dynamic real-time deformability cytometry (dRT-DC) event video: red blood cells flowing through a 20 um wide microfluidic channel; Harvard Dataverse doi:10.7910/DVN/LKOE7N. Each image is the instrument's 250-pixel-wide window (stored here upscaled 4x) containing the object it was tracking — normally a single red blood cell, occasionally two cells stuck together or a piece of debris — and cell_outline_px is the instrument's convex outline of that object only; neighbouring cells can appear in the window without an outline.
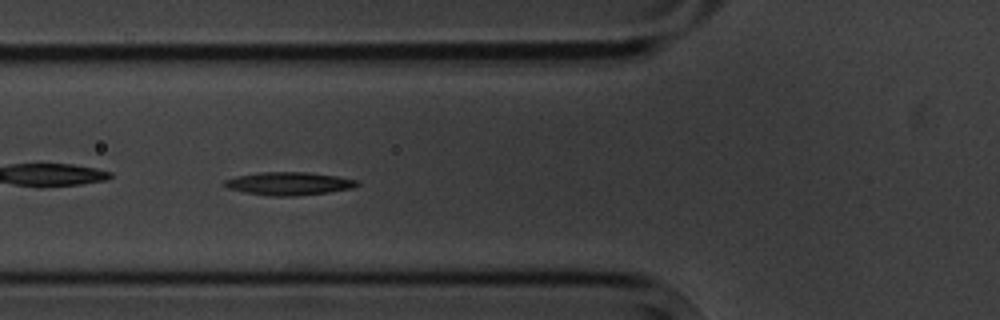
{"species": "common noctule bat (a hibernating species)", "species_latin": "Nyctalus noctula", "temperature_condition": "cold", "stored_images_in_passage": 7, "camera_frame_rate_fps": 3000, "um_per_image_px": 0.085, "animal": {"sex": "male", "body_mass_g": 20.1, "forearm_length_mm": 53.5}, "frame": {"image": 1, "passage_image": 6, "time_ms": 5.667, "image_size_px": [1000, 320], "cell_outline_px": [[360, 184], [356, 188], [328, 192], [296, 196], [272, 196], [244, 192], [228, 188], [224, 184], [224, 180], [236, 176], [260, 172], [308, 172], [336, 176], [360, 180]], "centroid_in_image_um": [24.61, 15.6], "position_along_channel_um": 101.2, "area_um2": 17.92}}
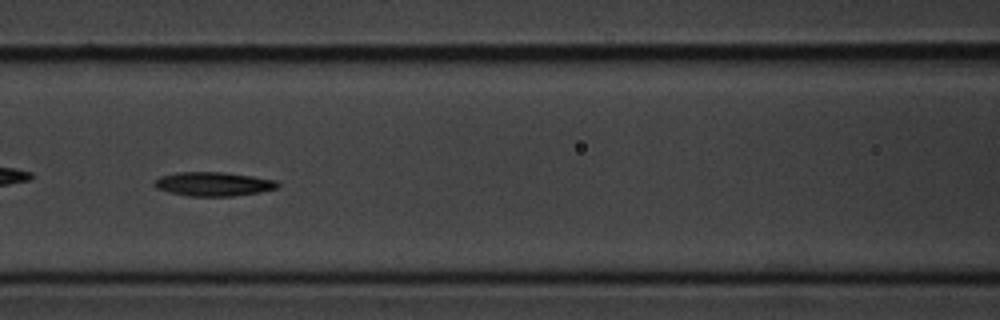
{"frame": {"image": 2, "passage_image": 7, "time_ms": 7.0, "image_size_px": [1000, 320], "cell_outline_px": [[280, 188], [260, 192], [232, 196], [188, 196], [168, 192], [156, 188], [152, 184], [160, 176], [176, 172], [224, 172], [252, 176], [276, 180], [280, 184]], "centroid_in_image_um": [18.15, 15.64], "position_along_channel_um": 148.5, "area_um2": 17.4}}